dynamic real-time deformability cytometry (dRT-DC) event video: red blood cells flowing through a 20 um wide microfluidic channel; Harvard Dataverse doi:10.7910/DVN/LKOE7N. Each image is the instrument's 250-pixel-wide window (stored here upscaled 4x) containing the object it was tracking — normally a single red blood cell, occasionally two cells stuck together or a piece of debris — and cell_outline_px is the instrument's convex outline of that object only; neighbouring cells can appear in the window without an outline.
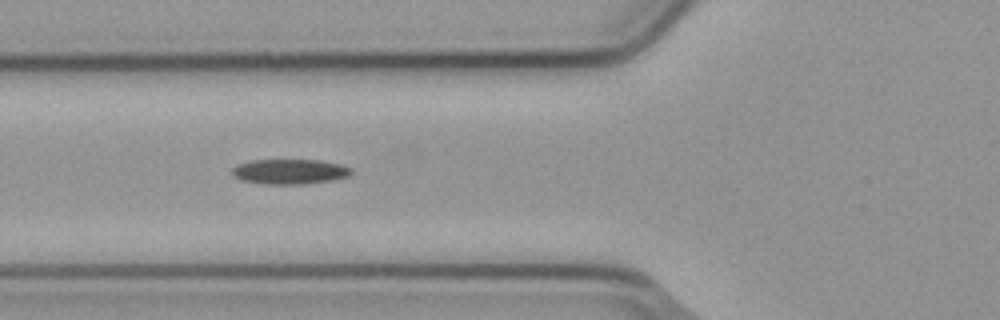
{"species": "common noctule bat (a hibernating species)", "species_latin": "Nyctalus noctula", "temperature_condition": "cold", "stored_images_in_passage": 9, "camera_frame_rate_fps": 3000, "um_per_image_px": 0.085, "animal": {"sex": "male", "body_mass_g": 23.1, "forearm_length_mm": 52.7}, "frame": {"image": 1, "passage_image": 6, "time_ms": 1.667, "image_size_px": [1000, 320], "cell_outline_px": [[352, 172], [348, 176], [332, 180], [304, 184], [264, 184], [240, 180], [232, 176], [232, 168], [236, 164], [252, 160], [320, 160], [340, 164], [352, 168]], "centroid_in_image_um": [24.59, 14.58], "position_along_channel_um": 101.2, "area_um2": 17.51}}
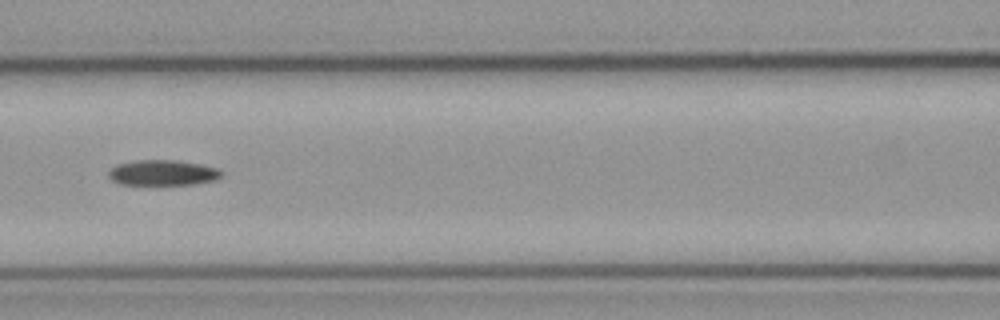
{"frame": {"image": 2, "passage_image": 7, "time_ms": 2.0, "image_size_px": [1000, 320], "cell_outline_px": [[224, 172], [216, 180], [192, 184], [120, 184], [112, 180], [108, 176], [108, 172], [116, 164], [136, 160], [176, 160], [200, 164], [216, 168]], "centroid_in_image_um": [13.82, 14.67], "position_along_channel_um": 152.8, "area_um2": 16.65}}
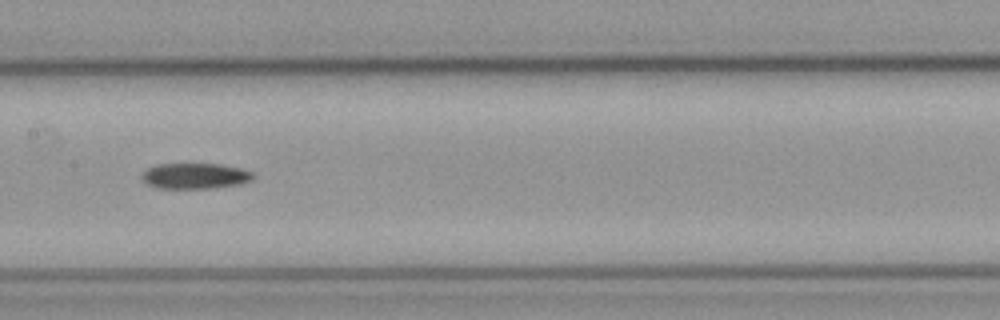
{"frame": {"image": 3, "passage_image": 8, "time_ms": 2.333, "image_size_px": [1000, 320], "cell_outline_px": [[252, 180], [240, 184], [208, 188], [160, 188], [148, 184], [140, 176], [148, 168], [156, 164], [220, 164], [240, 168], [252, 172]], "centroid_in_image_um": [16.57, 14.95], "position_along_channel_um": 190.8, "area_um2": 16.42}}